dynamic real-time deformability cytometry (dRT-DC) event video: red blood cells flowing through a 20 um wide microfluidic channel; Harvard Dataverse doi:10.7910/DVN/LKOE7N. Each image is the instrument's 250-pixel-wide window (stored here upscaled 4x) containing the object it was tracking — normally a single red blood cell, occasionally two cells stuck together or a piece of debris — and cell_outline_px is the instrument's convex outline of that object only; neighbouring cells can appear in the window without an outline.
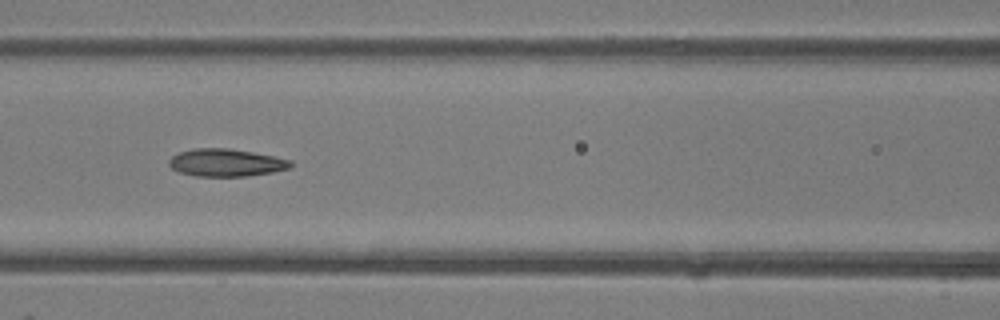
{"species": "common noctule bat (a hibernating species)", "species_latin": "Nyctalus noctula", "temperature_condition": "room temperature", "stored_images_in_passage": 46, "camera_frame_rate_fps": 3000, "um_per_image_px": 0.085, "animal": {"sex": "female"}, "frame": {"image": 1, "passage_image": 20, "time_ms": 6.333, "image_size_px": [1000, 320], "cell_outline_px": [[292, 164], [288, 168], [272, 172], [248, 176], [196, 176], [180, 172], [172, 168], [168, 164], [168, 160], [172, 156], [180, 152], [192, 148], [228, 148], [252, 152], [292, 160]], "centroid_in_image_um": [19.19, 13.82], "position_along_channel_um": 147.4, "area_um2": 19.42}}
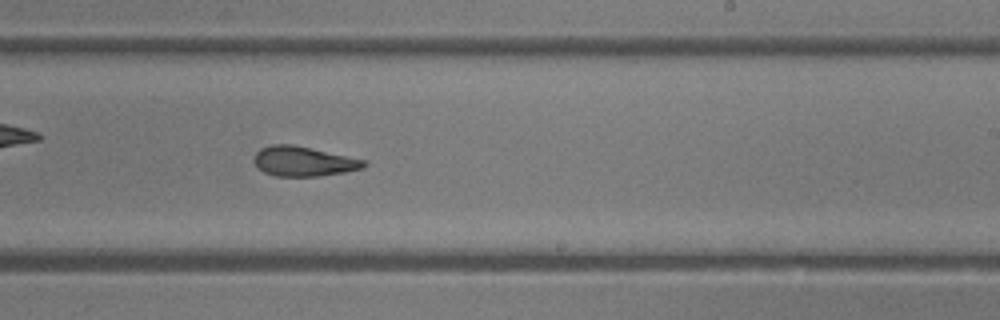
{"frame": {"image": 2, "passage_image": 28, "time_ms": 9.0, "image_size_px": [1000, 320], "cell_outline_px": [[368, 164], [364, 168], [344, 172], [320, 176], [276, 176], [264, 172], [252, 160], [256, 152], [260, 148], [272, 144], [292, 144], [368, 160]], "centroid_in_image_um": [25.83, 13.71], "position_along_channel_um": 263.2, "area_um2": 19.19}}
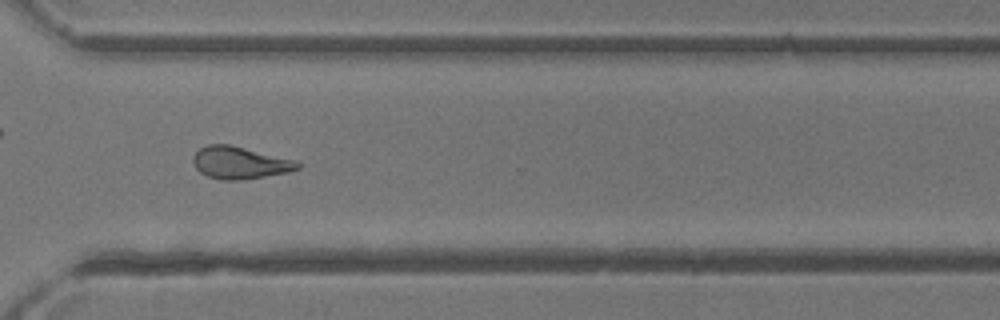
{"frame": {"image": 3, "passage_image": 34, "time_ms": 11.0, "image_size_px": [1000, 320], "cell_outline_px": [[300, 168], [288, 172], [244, 180], [220, 180], [208, 176], [200, 172], [196, 168], [192, 160], [192, 156], [200, 148], [208, 144], [228, 144], [296, 160], [300, 164]], "centroid_in_image_um": [20.37, 13.84], "position_along_channel_um": 350.2, "area_um2": 19.65}, "authors_computed_cell_mechanics": {"area_um2": 19.7098, "velocity_mm_per_s": 4.3592, "shape_relaxation_time_tau1_ms": 7.2137, "shape_relaxation_time_tau2_ms": 3.1442, "deformation_change_tau1": 0.2131, "deformation_change_tau2": 0.1249}}